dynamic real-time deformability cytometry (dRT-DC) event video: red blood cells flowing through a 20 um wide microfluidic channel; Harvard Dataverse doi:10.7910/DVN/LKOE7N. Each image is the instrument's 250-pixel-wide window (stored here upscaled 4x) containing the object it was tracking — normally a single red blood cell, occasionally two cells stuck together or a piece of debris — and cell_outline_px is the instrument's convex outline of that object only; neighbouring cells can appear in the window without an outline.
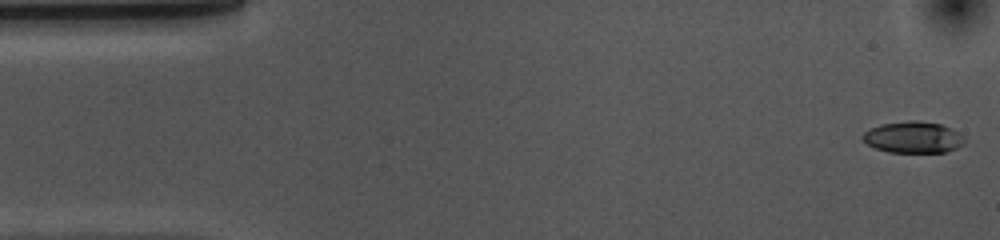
{"species": "common noctule bat (a hibernating species)", "species_latin": "Nyctalus noctula", "temperature_condition": "cold", "stored_images_in_passage": 53, "camera_frame_rate_fps": 3000, "um_per_image_px": 0.085, "animal": {"sex": "female", "body_mass_g": 10.0, "forearm_length_mm": 53.1}, "frame": {"image": 1, "passage_image": 1, "time_ms": 0.0, "image_size_px": [1000, 240], "cell_outline_px": [[964, 144], [956, 148], [944, 152], [888, 152], [876, 148], [868, 144], [860, 136], [864, 132], [880, 124], [908, 120], [916, 120], [940, 124], [956, 132], [964, 140]], "centroid_in_image_um": [77.57, 11.66], "position_along_channel_um": 7.4, "area_um2": 18.38}}
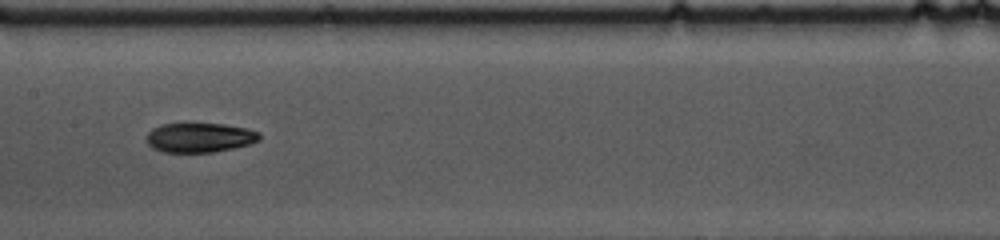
{"frame": {"image": 2, "passage_image": 25, "time_ms": 8.0, "image_size_px": [1000, 240], "cell_outline_px": [[260, 140], [252, 144], [212, 152], [164, 152], [152, 148], [144, 140], [148, 132], [152, 128], [160, 124], [188, 120], [224, 124], [248, 128], [260, 132]], "centroid_in_image_um": [16.93, 11.63], "position_along_channel_um": 190.5, "area_um2": 20.52}}
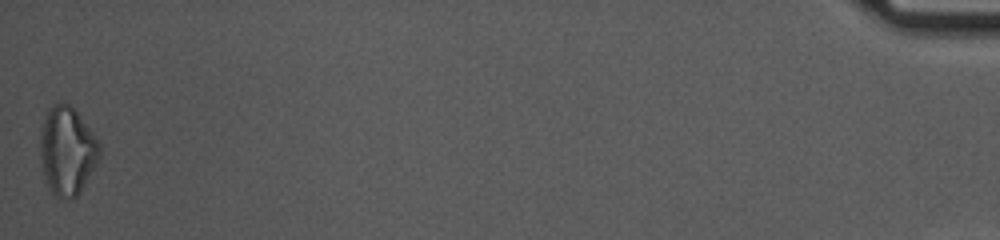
{"frame": {"image": 3, "passage_image": 53, "time_ms": 17.333, "image_size_px": [1000, 240], "cell_outline_px": [[100, 160], [80, 192], [76, 196], [60, 200], [52, 192], [44, 180], [40, 156], [40, 132], [44, 120], [48, 112], [56, 104], [68, 104], [80, 116], [100, 144]], "centroid_in_image_um": [5.71, 12.89], "position_along_channel_um": 429.5, "area_um2": 30.29}, "authors_computed_cell_mechanics": {"area_um2": 19.7676, "velocity_mm_per_s": 3.6637, "shape_relaxation_time_tau1_ms": 2.7607, "shape_relaxation_time_tau2_ms": 5.9901, "deformation_change_tau1": 0.1306, "deformation_change_tau2": 0.1241}}